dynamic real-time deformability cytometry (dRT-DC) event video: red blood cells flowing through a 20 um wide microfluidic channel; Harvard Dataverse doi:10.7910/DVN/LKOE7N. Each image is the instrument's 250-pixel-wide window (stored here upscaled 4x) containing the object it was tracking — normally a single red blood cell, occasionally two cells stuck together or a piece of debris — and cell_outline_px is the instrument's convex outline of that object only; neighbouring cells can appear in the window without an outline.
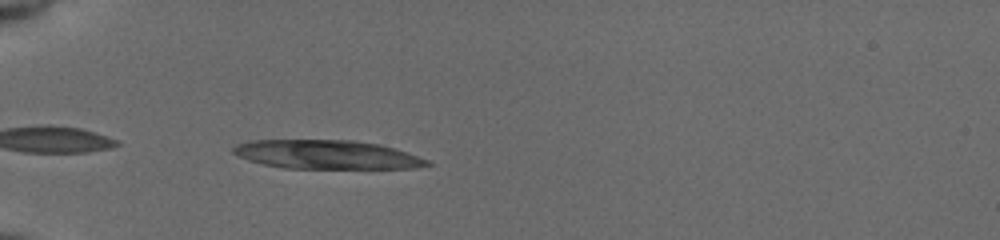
{"species": "common noctule bat (a hibernating species)", "species_latin": "Nyctalus noctula", "temperature_condition": "cold", "stored_images_in_passage": 10, "camera_frame_rate_fps": 3000, "um_per_image_px": 0.085, "animal": {"sex": "female", "body_mass_g": 19.5, "forearm_length_mm": 54.1}, "frame": {"image": 1, "passage_image": 2, "time_ms": 0.333, "image_size_px": [1000, 240], "cell_outline_px": [[432, 164], [412, 168], [284, 168], [264, 164], [248, 160], [232, 152], [232, 148], [236, 144], [248, 140], [356, 140], [380, 144], [408, 152], [428, 160]], "centroid_in_image_um": [27.76, 13.13], "position_along_channel_um": 57.2, "area_um2": 32.54}}